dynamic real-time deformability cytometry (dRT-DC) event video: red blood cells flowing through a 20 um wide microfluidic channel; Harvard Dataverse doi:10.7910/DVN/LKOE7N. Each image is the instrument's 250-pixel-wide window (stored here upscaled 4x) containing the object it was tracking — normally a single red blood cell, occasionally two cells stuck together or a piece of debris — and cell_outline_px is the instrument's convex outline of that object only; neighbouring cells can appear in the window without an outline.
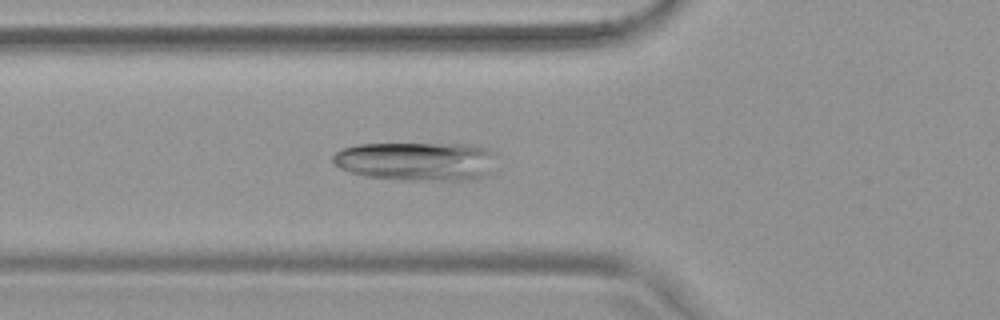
{"species": "common noctule bat (a hibernating species)", "species_latin": "Nyctalus noctula", "temperature_condition": "warm", "stored_images_in_passage": 43, "camera_frame_rate_fps": 3000, "um_per_image_px": 0.085, "animal": {"sex": "female", "body_mass_g": 19.9}, "frame": {"image": 1, "passage_image": 20, "time_ms": 6.333, "image_size_px": [1000, 320], "cell_outline_px": [[488, 152], [484, 172], [480, 176], [472, 180], [400, 180], [364, 176], [348, 172], [340, 168], [332, 160], [332, 156], [336, 152], [344, 148], [360, 144], [480, 144], [488, 148]], "centroid_in_image_um": [35.21, 13.7], "position_along_channel_um": 90.6, "area_um2": 36.07}}